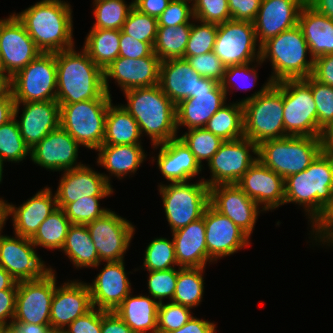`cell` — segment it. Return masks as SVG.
<instances>
[{
  "instance_id": "cell-61",
  "label": "cell",
  "mask_w": 333,
  "mask_h": 333,
  "mask_svg": "<svg viewBox=\"0 0 333 333\" xmlns=\"http://www.w3.org/2000/svg\"><path fill=\"white\" fill-rule=\"evenodd\" d=\"M101 333H135L114 311L101 310Z\"/></svg>"
},
{
  "instance_id": "cell-50",
  "label": "cell",
  "mask_w": 333,
  "mask_h": 333,
  "mask_svg": "<svg viewBox=\"0 0 333 333\" xmlns=\"http://www.w3.org/2000/svg\"><path fill=\"white\" fill-rule=\"evenodd\" d=\"M191 308L169 301L159 303L157 333L174 331L185 325L192 317Z\"/></svg>"
},
{
  "instance_id": "cell-19",
  "label": "cell",
  "mask_w": 333,
  "mask_h": 333,
  "mask_svg": "<svg viewBox=\"0 0 333 333\" xmlns=\"http://www.w3.org/2000/svg\"><path fill=\"white\" fill-rule=\"evenodd\" d=\"M203 218L209 263L233 255L243 247L250 246V237L210 204L207 206Z\"/></svg>"
},
{
  "instance_id": "cell-70",
  "label": "cell",
  "mask_w": 333,
  "mask_h": 333,
  "mask_svg": "<svg viewBox=\"0 0 333 333\" xmlns=\"http://www.w3.org/2000/svg\"><path fill=\"white\" fill-rule=\"evenodd\" d=\"M6 223V200L0 198V231L4 228Z\"/></svg>"
},
{
  "instance_id": "cell-32",
  "label": "cell",
  "mask_w": 333,
  "mask_h": 333,
  "mask_svg": "<svg viewBox=\"0 0 333 333\" xmlns=\"http://www.w3.org/2000/svg\"><path fill=\"white\" fill-rule=\"evenodd\" d=\"M172 237L175 257L179 267H206V264H208V252L203 217L172 232Z\"/></svg>"
},
{
  "instance_id": "cell-73",
  "label": "cell",
  "mask_w": 333,
  "mask_h": 333,
  "mask_svg": "<svg viewBox=\"0 0 333 333\" xmlns=\"http://www.w3.org/2000/svg\"><path fill=\"white\" fill-rule=\"evenodd\" d=\"M0 74H4L2 62H1V56H0Z\"/></svg>"
},
{
  "instance_id": "cell-36",
  "label": "cell",
  "mask_w": 333,
  "mask_h": 333,
  "mask_svg": "<svg viewBox=\"0 0 333 333\" xmlns=\"http://www.w3.org/2000/svg\"><path fill=\"white\" fill-rule=\"evenodd\" d=\"M138 123L121 105L110 102L105 121L103 145L141 144Z\"/></svg>"
},
{
  "instance_id": "cell-71",
  "label": "cell",
  "mask_w": 333,
  "mask_h": 333,
  "mask_svg": "<svg viewBox=\"0 0 333 333\" xmlns=\"http://www.w3.org/2000/svg\"><path fill=\"white\" fill-rule=\"evenodd\" d=\"M9 78L5 74H0V95L9 89Z\"/></svg>"
},
{
  "instance_id": "cell-51",
  "label": "cell",
  "mask_w": 333,
  "mask_h": 333,
  "mask_svg": "<svg viewBox=\"0 0 333 333\" xmlns=\"http://www.w3.org/2000/svg\"><path fill=\"white\" fill-rule=\"evenodd\" d=\"M149 276L147 280L149 296L155 299L158 303H163V299L167 298L172 301L176 282L178 277L179 268L165 270V271H148Z\"/></svg>"
},
{
  "instance_id": "cell-24",
  "label": "cell",
  "mask_w": 333,
  "mask_h": 333,
  "mask_svg": "<svg viewBox=\"0 0 333 333\" xmlns=\"http://www.w3.org/2000/svg\"><path fill=\"white\" fill-rule=\"evenodd\" d=\"M237 185L264 211L284 205L285 179L259 160L248 169Z\"/></svg>"
},
{
  "instance_id": "cell-1",
  "label": "cell",
  "mask_w": 333,
  "mask_h": 333,
  "mask_svg": "<svg viewBox=\"0 0 333 333\" xmlns=\"http://www.w3.org/2000/svg\"><path fill=\"white\" fill-rule=\"evenodd\" d=\"M287 203L302 206L310 219V236L332 248L333 154L322 150L308 168L285 179L284 204Z\"/></svg>"
},
{
  "instance_id": "cell-6",
  "label": "cell",
  "mask_w": 333,
  "mask_h": 333,
  "mask_svg": "<svg viewBox=\"0 0 333 333\" xmlns=\"http://www.w3.org/2000/svg\"><path fill=\"white\" fill-rule=\"evenodd\" d=\"M265 59L271 62L273 72L269 78L274 83L286 79H304L313 72L314 59L298 24L261 45L260 60L263 63Z\"/></svg>"
},
{
  "instance_id": "cell-66",
  "label": "cell",
  "mask_w": 333,
  "mask_h": 333,
  "mask_svg": "<svg viewBox=\"0 0 333 333\" xmlns=\"http://www.w3.org/2000/svg\"><path fill=\"white\" fill-rule=\"evenodd\" d=\"M15 101L10 89L0 95V126L14 117Z\"/></svg>"
},
{
  "instance_id": "cell-17",
  "label": "cell",
  "mask_w": 333,
  "mask_h": 333,
  "mask_svg": "<svg viewBox=\"0 0 333 333\" xmlns=\"http://www.w3.org/2000/svg\"><path fill=\"white\" fill-rule=\"evenodd\" d=\"M0 231V266L17 282L42 278L50 267L41 260L30 238L19 235L13 237L1 235Z\"/></svg>"
},
{
  "instance_id": "cell-20",
  "label": "cell",
  "mask_w": 333,
  "mask_h": 333,
  "mask_svg": "<svg viewBox=\"0 0 333 333\" xmlns=\"http://www.w3.org/2000/svg\"><path fill=\"white\" fill-rule=\"evenodd\" d=\"M160 63L161 60L154 52L147 57L138 59L119 56L103 71L105 91L111 95L110 78L118 83L123 92L134 88L158 85Z\"/></svg>"
},
{
  "instance_id": "cell-12",
  "label": "cell",
  "mask_w": 333,
  "mask_h": 333,
  "mask_svg": "<svg viewBox=\"0 0 333 333\" xmlns=\"http://www.w3.org/2000/svg\"><path fill=\"white\" fill-rule=\"evenodd\" d=\"M213 52L226 67L259 61L261 45L254 24L235 20L218 24Z\"/></svg>"
},
{
  "instance_id": "cell-21",
  "label": "cell",
  "mask_w": 333,
  "mask_h": 333,
  "mask_svg": "<svg viewBox=\"0 0 333 333\" xmlns=\"http://www.w3.org/2000/svg\"><path fill=\"white\" fill-rule=\"evenodd\" d=\"M209 204L227 216L249 237L261 207L250 199L237 184H220L209 188ZM261 211V212H260Z\"/></svg>"
},
{
  "instance_id": "cell-56",
  "label": "cell",
  "mask_w": 333,
  "mask_h": 333,
  "mask_svg": "<svg viewBox=\"0 0 333 333\" xmlns=\"http://www.w3.org/2000/svg\"><path fill=\"white\" fill-rule=\"evenodd\" d=\"M190 0H172L165 11L157 19L158 26H178L181 24H192L194 19L193 7L189 5ZM191 22V23H190Z\"/></svg>"
},
{
  "instance_id": "cell-13",
  "label": "cell",
  "mask_w": 333,
  "mask_h": 333,
  "mask_svg": "<svg viewBox=\"0 0 333 333\" xmlns=\"http://www.w3.org/2000/svg\"><path fill=\"white\" fill-rule=\"evenodd\" d=\"M257 160L258 145L250 139L243 137L224 141L207 163L211 179L204 180L203 177V181L209 188L220 184H237Z\"/></svg>"
},
{
  "instance_id": "cell-27",
  "label": "cell",
  "mask_w": 333,
  "mask_h": 333,
  "mask_svg": "<svg viewBox=\"0 0 333 333\" xmlns=\"http://www.w3.org/2000/svg\"><path fill=\"white\" fill-rule=\"evenodd\" d=\"M306 0H261L255 21L256 38L262 45L269 38L298 24Z\"/></svg>"
},
{
  "instance_id": "cell-75",
  "label": "cell",
  "mask_w": 333,
  "mask_h": 333,
  "mask_svg": "<svg viewBox=\"0 0 333 333\" xmlns=\"http://www.w3.org/2000/svg\"><path fill=\"white\" fill-rule=\"evenodd\" d=\"M6 327L0 325V333H2V331L5 329Z\"/></svg>"
},
{
  "instance_id": "cell-63",
  "label": "cell",
  "mask_w": 333,
  "mask_h": 333,
  "mask_svg": "<svg viewBox=\"0 0 333 333\" xmlns=\"http://www.w3.org/2000/svg\"><path fill=\"white\" fill-rule=\"evenodd\" d=\"M166 333H216V325L208 320L192 316L188 322L179 329Z\"/></svg>"
},
{
  "instance_id": "cell-72",
  "label": "cell",
  "mask_w": 333,
  "mask_h": 333,
  "mask_svg": "<svg viewBox=\"0 0 333 333\" xmlns=\"http://www.w3.org/2000/svg\"><path fill=\"white\" fill-rule=\"evenodd\" d=\"M3 167H4V163L0 159V184L2 183Z\"/></svg>"
},
{
  "instance_id": "cell-11",
  "label": "cell",
  "mask_w": 333,
  "mask_h": 333,
  "mask_svg": "<svg viewBox=\"0 0 333 333\" xmlns=\"http://www.w3.org/2000/svg\"><path fill=\"white\" fill-rule=\"evenodd\" d=\"M15 103L56 100L55 53H41L9 80Z\"/></svg>"
},
{
  "instance_id": "cell-62",
  "label": "cell",
  "mask_w": 333,
  "mask_h": 333,
  "mask_svg": "<svg viewBox=\"0 0 333 333\" xmlns=\"http://www.w3.org/2000/svg\"><path fill=\"white\" fill-rule=\"evenodd\" d=\"M16 294L17 290H0V325L4 327L14 319Z\"/></svg>"
},
{
  "instance_id": "cell-49",
  "label": "cell",
  "mask_w": 333,
  "mask_h": 333,
  "mask_svg": "<svg viewBox=\"0 0 333 333\" xmlns=\"http://www.w3.org/2000/svg\"><path fill=\"white\" fill-rule=\"evenodd\" d=\"M107 196H91L76 202L68 203L63 211L71 224L87 225L97 218L102 217L110 209L101 208L99 200Z\"/></svg>"
},
{
  "instance_id": "cell-54",
  "label": "cell",
  "mask_w": 333,
  "mask_h": 333,
  "mask_svg": "<svg viewBox=\"0 0 333 333\" xmlns=\"http://www.w3.org/2000/svg\"><path fill=\"white\" fill-rule=\"evenodd\" d=\"M256 63L257 64L254 66L252 65V63H247V64H243V65H235V66L226 67L223 80L220 83L222 86V89L226 93V96L229 92V89L230 90L232 88L234 89L237 86V84H239V83H237V82H240L239 79L242 80V82L240 84L243 85L242 86L243 88L240 87L241 85H238V88H239L238 90L242 89V90L247 91L248 88L251 89L252 87H254V83H256V80L258 78V73L255 68L257 67V65L258 66L261 65L262 62H261V60H259ZM250 65H252V68L250 67ZM247 80L250 83L246 84L245 82H247Z\"/></svg>"
},
{
  "instance_id": "cell-5",
  "label": "cell",
  "mask_w": 333,
  "mask_h": 333,
  "mask_svg": "<svg viewBox=\"0 0 333 333\" xmlns=\"http://www.w3.org/2000/svg\"><path fill=\"white\" fill-rule=\"evenodd\" d=\"M244 109V137L255 144L285 137L283 115V80L270 78L252 96L240 101Z\"/></svg>"
},
{
  "instance_id": "cell-30",
  "label": "cell",
  "mask_w": 333,
  "mask_h": 333,
  "mask_svg": "<svg viewBox=\"0 0 333 333\" xmlns=\"http://www.w3.org/2000/svg\"><path fill=\"white\" fill-rule=\"evenodd\" d=\"M153 148H159V153L157 158L152 157V160L154 162L157 159L158 169L170 183L188 182L204 168L179 137L153 145Z\"/></svg>"
},
{
  "instance_id": "cell-46",
  "label": "cell",
  "mask_w": 333,
  "mask_h": 333,
  "mask_svg": "<svg viewBox=\"0 0 333 333\" xmlns=\"http://www.w3.org/2000/svg\"><path fill=\"white\" fill-rule=\"evenodd\" d=\"M144 266V267H143ZM174 266V267H173ZM178 266L173 239L155 238L145 249L143 265L147 271H165Z\"/></svg>"
},
{
  "instance_id": "cell-58",
  "label": "cell",
  "mask_w": 333,
  "mask_h": 333,
  "mask_svg": "<svg viewBox=\"0 0 333 333\" xmlns=\"http://www.w3.org/2000/svg\"><path fill=\"white\" fill-rule=\"evenodd\" d=\"M231 20L254 22L261 0H227Z\"/></svg>"
},
{
  "instance_id": "cell-34",
  "label": "cell",
  "mask_w": 333,
  "mask_h": 333,
  "mask_svg": "<svg viewBox=\"0 0 333 333\" xmlns=\"http://www.w3.org/2000/svg\"><path fill=\"white\" fill-rule=\"evenodd\" d=\"M298 25L313 59L333 54V19L316 12L307 3L302 7Z\"/></svg>"
},
{
  "instance_id": "cell-74",
  "label": "cell",
  "mask_w": 333,
  "mask_h": 333,
  "mask_svg": "<svg viewBox=\"0 0 333 333\" xmlns=\"http://www.w3.org/2000/svg\"><path fill=\"white\" fill-rule=\"evenodd\" d=\"M2 333H12L7 327L2 331Z\"/></svg>"
},
{
  "instance_id": "cell-69",
  "label": "cell",
  "mask_w": 333,
  "mask_h": 333,
  "mask_svg": "<svg viewBox=\"0 0 333 333\" xmlns=\"http://www.w3.org/2000/svg\"><path fill=\"white\" fill-rule=\"evenodd\" d=\"M322 150L333 154V123L322 132Z\"/></svg>"
},
{
  "instance_id": "cell-45",
  "label": "cell",
  "mask_w": 333,
  "mask_h": 333,
  "mask_svg": "<svg viewBox=\"0 0 333 333\" xmlns=\"http://www.w3.org/2000/svg\"><path fill=\"white\" fill-rule=\"evenodd\" d=\"M178 137L194 154L201 166H203V160H206L208 163L212 159L220 145L224 142L205 127L189 129L182 136Z\"/></svg>"
},
{
  "instance_id": "cell-44",
  "label": "cell",
  "mask_w": 333,
  "mask_h": 333,
  "mask_svg": "<svg viewBox=\"0 0 333 333\" xmlns=\"http://www.w3.org/2000/svg\"><path fill=\"white\" fill-rule=\"evenodd\" d=\"M125 0H93L95 23L91 29L121 30L129 11L133 7Z\"/></svg>"
},
{
  "instance_id": "cell-53",
  "label": "cell",
  "mask_w": 333,
  "mask_h": 333,
  "mask_svg": "<svg viewBox=\"0 0 333 333\" xmlns=\"http://www.w3.org/2000/svg\"><path fill=\"white\" fill-rule=\"evenodd\" d=\"M194 19L220 24L231 20L227 0H193Z\"/></svg>"
},
{
  "instance_id": "cell-41",
  "label": "cell",
  "mask_w": 333,
  "mask_h": 333,
  "mask_svg": "<svg viewBox=\"0 0 333 333\" xmlns=\"http://www.w3.org/2000/svg\"><path fill=\"white\" fill-rule=\"evenodd\" d=\"M205 267L181 268L179 267L175 293L172 302L182 306L197 307L202 302L204 293Z\"/></svg>"
},
{
  "instance_id": "cell-8",
  "label": "cell",
  "mask_w": 333,
  "mask_h": 333,
  "mask_svg": "<svg viewBox=\"0 0 333 333\" xmlns=\"http://www.w3.org/2000/svg\"><path fill=\"white\" fill-rule=\"evenodd\" d=\"M111 98L105 91L97 99L60 104V126L80 145L96 151L103 145L106 115Z\"/></svg>"
},
{
  "instance_id": "cell-42",
  "label": "cell",
  "mask_w": 333,
  "mask_h": 333,
  "mask_svg": "<svg viewBox=\"0 0 333 333\" xmlns=\"http://www.w3.org/2000/svg\"><path fill=\"white\" fill-rule=\"evenodd\" d=\"M71 226L70 220L65 215L62 208H57L39 226L31 242L35 247L47 249H62L67 232Z\"/></svg>"
},
{
  "instance_id": "cell-47",
  "label": "cell",
  "mask_w": 333,
  "mask_h": 333,
  "mask_svg": "<svg viewBox=\"0 0 333 333\" xmlns=\"http://www.w3.org/2000/svg\"><path fill=\"white\" fill-rule=\"evenodd\" d=\"M157 28V18L142 13L133 6L121 30L125 34L134 37V39L147 42L153 47Z\"/></svg>"
},
{
  "instance_id": "cell-59",
  "label": "cell",
  "mask_w": 333,
  "mask_h": 333,
  "mask_svg": "<svg viewBox=\"0 0 333 333\" xmlns=\"http://www.w3.org/2000/svg\"><path fill=\"white\" fill-rule=\"evenodd\" d=\"M152 52L153 47L149 43L138 41L121 30L119 56L138 59L147 57Z\"/></svg>"
},
{
  "instance_id": "cell-38",
  "label": "cell",
  "mask_w": 333,
  "mask_h": 333,
  "mask_svg": "<svg viewBox=\"0 0 333 333\" xmlns=\"http://www.w3.org/2000/svg\"><path fill=\"white\" fill-rule=\"evenodd\" d=\"M121 30L90 29L83 50L103 71L119 57Z\"/></svg>"
},
{
  "instance_id": "cell-39",
  "label": "cell",
  "mask_w": 333,
  "mask_h": 333,
  "mask_svg": "<svg viewBox=\"0 0 333 333\" xmlns=\"http://www.w3.org/2000/svg\"><path fill=\"white\" fill-rule=\"evenodd\" d=\"M205 128L223 141L244 137V109L239 101L225 104L207 122Z\"/></svg>"
},
{
  "instance_id": "cell-15",
  "label": "cell",
  "mask_w": 333,
  "mask_h": 333,
  "mask_svg": "<svg viewBox=\"0 0 333 333\" xmlns=\"http://www.w3.org/2000/svg\"><path fill=\"white\" fill-rule=\"evenodd\" d=\"M86 226L101 262L124 260L136 230L130 221L109 210Z\"/></svg>"
},
{
  "instance_id": "cell-31",
  "label": "cell",
  "mask_w": 333,
  "mask_h": 333,
  "mask_svg": "<svg viewBox=\"0 0 333 333\" xmlns=\"http://www.w3.org/2000/svg\"><path fill=\"white\" fill-rule=\"evenodd\" d=\"M200 78L184 58L169 59L160 63L159 86L175 105L186 98L196 97Z\"/></svg>"
},
{
  "instance_id": "cell-37",
  "label": "cell",
  "mask_w": 333,
  "mask_h": 333,
  "mask_svg": "<svg viewBox=\"0 0 333 333\" xmlns=\"http://www.w3.org/2000/svg\"><path fill=\"white\" fill-rule=\"evenodd\" d=\"M60 251L78 268L98 267L101 261L86 225L71 224L65 243Z\"/></svg>"
},
{
  "instance_id": "cell-29",
  "label": "cell",
  "mask_w": 333,
  "mask_h": 333,
  "mask_svg": "<svg viewBox=\"0 0 333 333\" xmlns=\"http://www.w3.org/2000/svg\"><path fill=\"white\" fill-rule=\"evenodd\" d=\"M23 105L20 120L17 119L20 134L26 145L32 149L51 131L60 126V104L56 100L15 103Z\"/></svg>"
},
{
  "instance_id": "cell-60",
  "label": "cell",
  "mask_w": 333,
  "mask_h": 333,
  "mask_svg": "<svg viewBox=\"0 0 333 333\" xmlns=\"http://www.w3.org/2000/svg\"><path fill=\"white\" fill-rule=\"evenodd\" d=\"M311 76L320 83L333 87V54H326L314 59Z\"/></svg>"
},
{
  "instance_id": "cell-10",
  "label": "cell",
  "mask_w": 333,
  "mask_h": 333,
  "mask_svg": "<svg viewBox=\"0 0 333 333\" xmlns=\"http://www.w3.org/2000/svg\"><path fill=\"white\" fill-rule=\"evenodd\" d=\"M284 131L286 136L321 137L317 108L311 92V75L283 80Z\"/></svg>"
},
{
  "instance_id": "cell-26",
  "label": "cell",
  "mask_w": 333,
  "mask_h": 333,
  "mask_svg": "<svg viewBox=\"0 0 333 333\" xmlns=\"http://www.w3.org/2000/svg\"><path fill=\"white\" fill-rule=\"evenodd\" d=\"M124 260L106 262L104 268L90 284L91 303L94 308L114 311L129 295L131 283L125 272Z\"/></svg>"
},
{
  "instance_id": "cell-52",
  "label": "cell",
  "mask_w": 333,
  "mask_h": 333,
  "mask_svg": "<svg viewBox=\"0 0 333 333\" xmlns=\"http://www.w3.org/2000/svg\"><path fill=\"white\" fill-rule=\"evenodd\" d=\"M311 92L317 108L318 128L321 132L333 123V87L311 76Z\"/></svg>"
},
{
  "instance_id": "cell-40",
  "label": "cell",
  "mask_w": 333,
  "mask_h": 333,
  "mask_svg": "<svg viewBox=\"0 0 333 333\" xmlns=\"http://www.w3.org/2000/svg\"><path fill=\"white\" fill-rule=\"evenodd\" d=\"M191 25L158 26L153 52L161 61L184 58Z\"/></svg>"
},
{
  "instance_id": "cell-2",
  "label": "cell",
  "mask_w": 333,
  "mask_h": 333,
  "mask_svg": "<svg viewBox=\"0 0 333 333\" xmlns=\"http://www.w3.org/2000/svg\"><path fill=\"white\" fill-rule=\"evenodd\" d=\"M14 14L43 53H56L75 47L69 2L41 0L19 14Z\"/></svg>"
},
{
  "instance_id": "cell-43",
  "label": "cell",
  "mask_w": 333,
  "mask_h": 333,
  "mask_svg": "<svg viewBox=\"0 0 333 333\" xmlns=\"http://www.w3.org/2000/svg\"><path fill=\"white\" fill-rule=\"evenodd\" d=\"M19 110V106H14V117L0 126V159L3 163H19L30 154V148L20 134L17 122Z\"/></svg>"
},
{
  "instance_id": "cell-67",
  "label": "cell",
  "mask_w": 333,
  "mask_h": 333,
  "mask_svg": "<svg viewBox=\"0 0 333 333\" xmlns=\"http://www.w3.org/2000/svg\"><path fill=\"white\" fill-rule=\"evenodd\" d=\"M316 12L333 19V0H306Z\"/></svg>"
},
{
  "instance_id": "cell-16",
  "label": "cell",
  "mask_w": 333,
  "mask_h": 333,
  "mask_svg": "<svg viewBox=\"0 0 333 333\" xmlns=\"http://www.w3.org/2000/svg\"><path fill=\"white\" fill-rule=\"evenodd\" d=\"M41 53L14 13L0 19V56L4 74L9 79Z\"/></svg>"
},
{
  "instance_id": "cell-4",
  "label": "cell",
  "mask_w": 333,
  "mask_h": 333,
  "mask_svg": "<svg viewBox=\"0 0 333 333\" xmlns=\"http://www.w3.org/2000/svg\"><path fill=\"white\" fill-rule=\"evenodd\" d=\"M59 104H72L99 98L104 92V73L82 49L55 53Z\"/></svg>"
},
{
  "instance_id": "cell-9",
  "label": "cell",
  "mask_w": 333,
  "mask_h": 333,
  "mask_svg": "<svg viewBox=\"0 0 333 333\" xmlns=\"http://www.w3.org/2000/svg\"><path fill=\"white\" fill-rule=\"evenodd\" d=\"M161 184L158 188L171 232L203 217L209 205V186L203 181Z\"/></svg>"
},
{
  "instance_id": "cell-28",
  "label": "cell",
  "mask_w": 333,
  "mask_h": 333,
  "mask_svg": "<svg viewBox=\"0 0 333 333\" xmlns=\"http://www.w3.org/2000/svg\"><path fill=\"white\" fill-rule=\"evenodd\" d=\"M57 208L55 193L53 195L47 186L18 207L6 201V221L11 216L14 234L31 239L41 223Z\"/></svg>"
},
{
  "instance_id": "cell-65",
  "label": "cell",
  "mask_w": 333,
  "mask_h": 333,
  "mask_svg": "<svg viewBox=\"0 0 333 333\" xmlns=\"http://www.w3.org/2000/svg\"><path fill=\"white\" fill-rule=\"evenodd\" d=\"M7 328L12 333H57L50 325L19 322L14 319L8 324Z\"/></svg>"
},
{
  "instance_id": "cell-33",
  "label": "cell",
  "mask_w": 333,
  "mask_h": 333,
  "mask_svg": "<svg viewBox=\"0 0 333 333\" xmlns=\"http://www.w3.org/2000/svg\"><path fill=\"white\" fill-rule=\"evenodd\" d=\"M97 151V165L110 172L109 176L103 174L110 185V174L118 179L126 177L127 174H134L147 157L141 144L101 145Z\"/></svg>"
},
{
  "instance_id": "cell-7",
  "label": "cell",
  "mask_w": 333,
  "mask_h": 333,
  "mask_svg": "<svg viewBox=\"0 0 333 333\" xmlns=\"http://www.w3.org/2000/svg\"><path fill=\"white\" fill-rule=\"evenodd\" d=\"M321 151V137L286 136L261 142L258 160L286 179L308 168Z\"/></svg>"
},
{
  "instance_id": "cell-68",
  "label": "cell",
  "mask_w": 333,
  "mask_h": 333,
  "mask_svg": "<svg viewBox=\"0 0 333 333\" xmlns=\"http://www.w3.org/2000/svg\"><path fill=\"white\" fill-rule=\"evenodd\" d=\"M0 290H17V281L1 266Z\"/></svg>"
},
{
  "instance_id": "cell-48",
  "label": "cell",
  "mask_w": 333,
  "mask_h": 333,
  "mask_svg": "<svg viewBox=\"0 0 333 333\" xmlns=\"http://www.w3.org/2000/svg\"><path fill=\"white\" fill-rule=\"evenodd\" d=\"M217 28L218 24L193 19L184 57L203 55L213 51Z\"/></svg>"
},
{
  "instance_id": "cell-55",
  "label": "cell",
  "mask_w": 333,
  "mask_h": 333,
  "mask_svg": "<svg viewBox=\"0 0 333 333\" xmlns=\"http://www.w3.org/2000/svg\"><path fill=\"white\" fill-rule=\"evenodd\" d=\"M184 59L201 77L213 79L218 83L222 82L226 66L213 51L203 55L184 57Z\"/></svg>"
},
{
  "instance_id": "cell-18",
  "label": "cell",
  "mask_w": 333,
  "mask_h": 333,
  "mask_svg": "<svg viewBox=\"0 0 333 333\" xmlns=\"http://www.w3.org/2000/svg\"><path fill=\"white\" fill-rule=\"evenodd\" d=\"M227 96L217 81L201 77L196 97L186 98L176 105V126L203 128L208 120L227 102Z\"/></svg>"
},
{
  "instance_id": "cell-35",
  "label": "cell",
  "mask_w": 333,
  "mask_h": 333,
  "mask_svg": "<svg viewBox=\"0 0 333 333\" xmlns=\"http://www.w3.org/2000/svg\"><path fill=\"white\" fill-rule=\"evenodd\" d=\"M159 303L150 296L127 295L114 312L135 333H157Z\"/></svg>"
},
{
  "instance_id": "cell-14",
  "label": "cell",
  "mask_w": 333,
  "mask_h": 333,
  "mask_svg": "<svg viewBox=\"0 0 333 333\" xmlns=\"http://www.w3.org/2000/svg\"><path fill=\"white\" fill-rule=\"evenodd\" d=\"M56 281L55 270L50 266V271L40 279L17 282L14 320L50 325Z\"/></svg>"
},
{
  "instance_id": "cell-22",
  "label": "cell",
  "mask_w": 333,
  "mask_h": 333,
  "mask_svg": "<svg viewBox=\"0 0 333 333\" xmlns=\"http://www.w3.org/2000/svg\"><path fill=\"white\" fill-rule=\"evenodd\" d=\"M81 145L61 126L51 131L30 149V160L49 171H66L82 166L77 163Z\"/></svg>"
},
{
  "instance_id": "cell-3",
  "label": "cell",
  "mask_w": 333,
  "mask_h": 333,
  "mask_svg": "<svg viewBox=\"0 0 333 333\" xmlns=\"http://www.w3.org/2000/svg\"><path fill=\"white\" fill-rule=\"evenodd\" d=\"M124 94L127 104L121 106L136 120L141 134L150 137L152 145L178 138L176 105L163 93L159 84L130 89Z\"/></svg>"
},
{
  "instance_id": "cell-23",
  "label": "cell",
  "mask_w": 333,
  "mask_h": 333,
  "mask_svg": "<svg viewBox=\"0 0 333 333\" xmlns=\"http://www.w3.org/2000/svg\"><path fill=\"white\" fill-rule=\"evenodd\" d=\"M93 308L90 289L87 283L79 280L56 285L51 302L50 326L60 333L76 318L85 315Z\"/></svg>"
},
{
  "instance_id": "cell-64",
  "label": "cell",
  "mask_w": 333,
  "mask_h": 333,
  "mask_svg": "<svg viewBox=\"0 0 333 333\" xmlns=\"http://www.w3.org/2000/svg\"><path fill=\"white\" fill-rule=\"evenodd\" d=\"M172 0H134L133 6L140 12L159 18Z\"/></svg>"
},
{
  "instance_id": "cell-57",
  "label": "cell",
  "mask_w": 333,
  "mask_h": 333,
  "mask_svg": "<svg viewBox=\"0 0 333 333\" xmlns=\"http://www.w3.org/2000/svg\"><path fill=\"white\" fill-rule=\"evenodd\" d=\"M60 333H101V310L93 307L85 315L76 318Z\"/></svg>"
},
{
  "instance_id": "cell-25",
  "label": "cell",
  "mask_w": 333,
  "mask_h": 333,
  "mask_svg": "<svg viewBox=\"0 0 333 333\" xmlns=\"http://www.w3.org/2000/svg\"><path fill=\"white\" fill-rule=\"evenodd\" d=\"M59 186L55 192L57 205L64 208L68 203L76 202L91 196H108L113 194L103 173H97L92 167L82 165L74 169L63 171Z\"/></svg>"
}]
</instances>
